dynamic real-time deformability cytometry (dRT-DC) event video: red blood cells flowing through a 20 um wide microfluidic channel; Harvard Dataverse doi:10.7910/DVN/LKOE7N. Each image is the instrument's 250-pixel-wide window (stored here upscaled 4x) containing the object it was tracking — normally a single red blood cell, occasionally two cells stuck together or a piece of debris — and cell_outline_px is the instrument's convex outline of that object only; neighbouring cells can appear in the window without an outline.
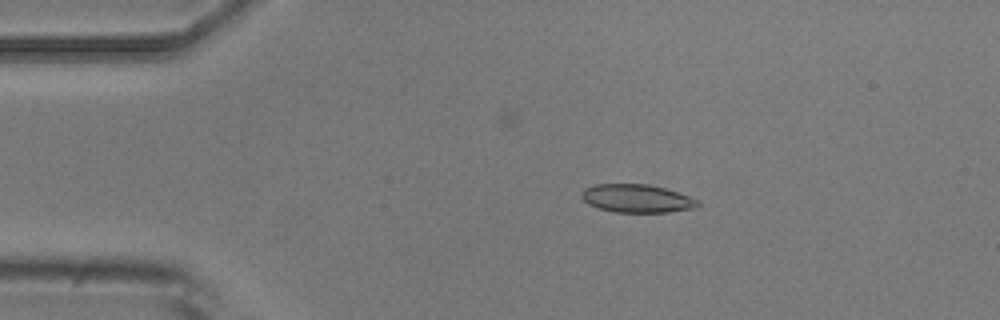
{"species": "common noctule bat (a hibernating species)", "species_latin": "Nyctalus noctula", "temperature_condition": "room temperature", "stored_images_in_passage": 8, "camera_frame_rate_fps": 3000, "um_per_image_px": 0.085, "animal": {"sex": "male", "body_mass_g": 20.5, "forearm_length_mm": 52.5}, "frame": {"image": 1, "passage_image": 2, "time_ms": 1.333, "image_size_px": [1000, 320], "cell_outline_px": [[700, 204], [696, 208], [668, 212], [612, 212], [588, 204], [580, 196], [584, 188], [596, 184], [648, 184], [664, 188], [700, 200]], "centroid_in_image_um": [54.13, 16.87], "position_along_channel_um": 30.9, "area_um2": 19.07}}
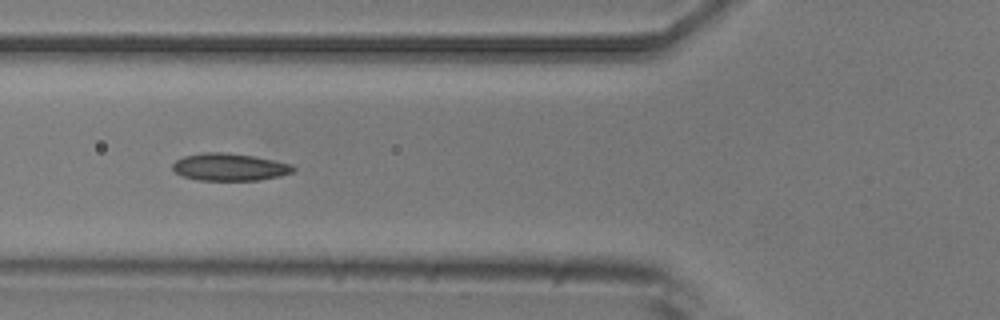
{"frame": {"image": 2, "passage_image": 5, "time_ms": 4.667, "image_size_px": [1000, 320], "cell_outline_px": [[296, 168], [292, 172], [280, 176], [256, 180], [196, 180], [184, 176], [176, 172], [172, 168], [172, 164], [176, 160], [184, 156], [204, 152], [224, 152], [252, 156], [292, 164]], "centroid_in_image_um": [19.5, 14.2], "position_along_channel_um": 106.3, "area_um2": 19.07}}
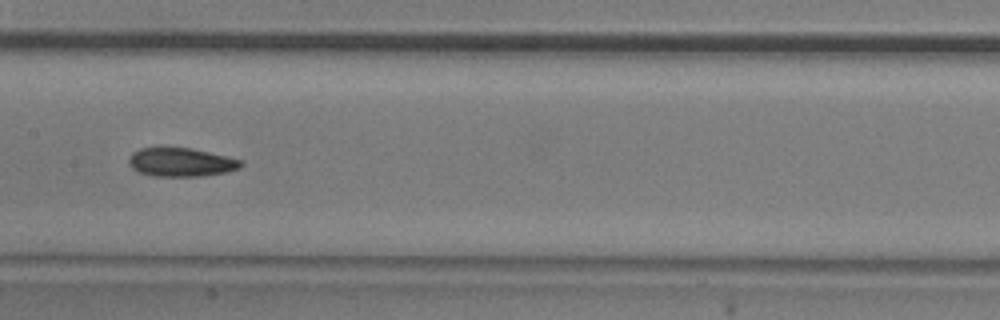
{"frame": {"image": 3, "passage_image": 7, "time_ms": 7.0, "image_size_px": [1000, 320], "cell_outline_px": [[244, 164], [240, 168], [224, 172], [200, 176], [152, 176], [136, 172], [128, 164], [128, 160], [132, 152], [140, 148], [160, 144], [164, 144], [192, 148], [240, 160]], "centroid_in_image_um": [15.27, 13.74], "position_along_channel_um": 192.1, "area_um2": 19.42}}